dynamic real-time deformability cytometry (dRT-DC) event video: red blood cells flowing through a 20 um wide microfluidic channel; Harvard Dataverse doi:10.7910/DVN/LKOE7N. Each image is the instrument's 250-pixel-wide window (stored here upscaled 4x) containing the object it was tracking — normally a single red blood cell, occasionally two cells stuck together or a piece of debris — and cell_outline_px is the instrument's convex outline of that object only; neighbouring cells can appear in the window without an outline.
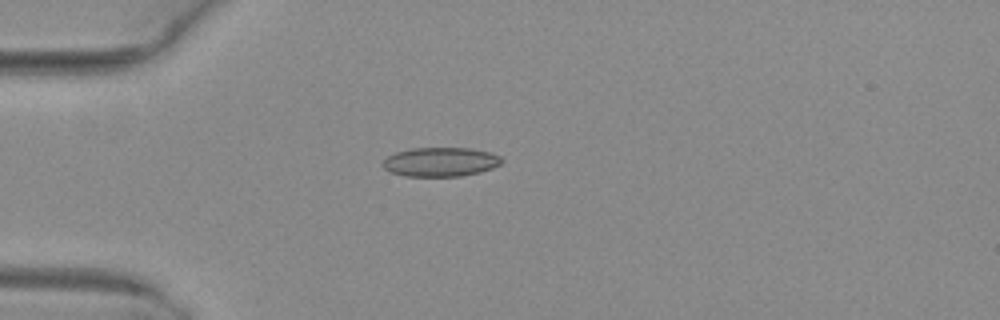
{"species": "common noctule bat (a hibernating species)", "species_latin": "Nyctalus noctula", "temperature_condition": "warm", "stored_images_in_passage": 33, "camera_frame_rate_fps": 3000, "um_per_image_px": 0.085, "animal": {"sex": "female", "body_mass_g": 29.2, "forearm_length_mm": 56.3}, "frame": {"image": 1, "passage_image": 2, "time_ms": 0.333, "image_size_px": [1000, 320], "cell_outline_px": [[504, 160], [500, 164], [492, 168], [480, 172], [460, 176], [404, 176], [388, 172], [380, 164], [388, 156], [396, 152], [412, 148], [472, 148], [492, 152], [500, 156]], "centroid_in_image_um": [37.44, 13.76], "position_along_channel_um": 47.6, "area_um2": 20.4}}
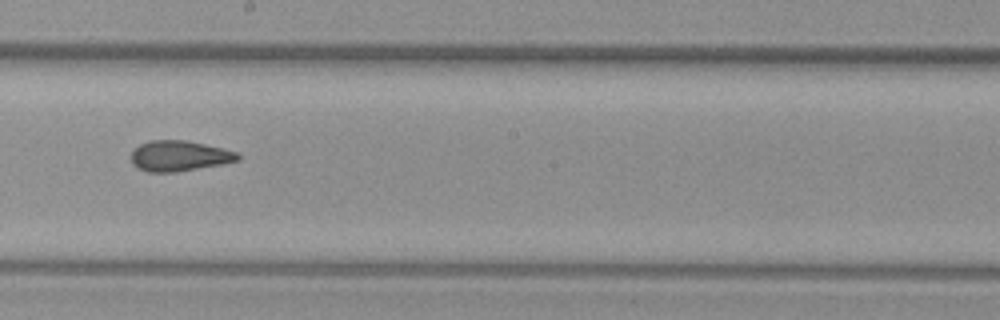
{"frame": {"image": 2, "passage_image": 17, "time_ms": 5.333, "image_size_px": [1000, 320], "cell_outline_px": [[240, 160], [220, 164], [176, 172], [148, 172], [136, 168], [132, 164], [132, 148], [140, 144], [152, 140], [184, 140], [204, 144], [236, 152], [240, 156]], "centroid_in_image_um": [15.18, 13.26], "position_along_channel_um": 233.0, "area_um2": 18.84}}
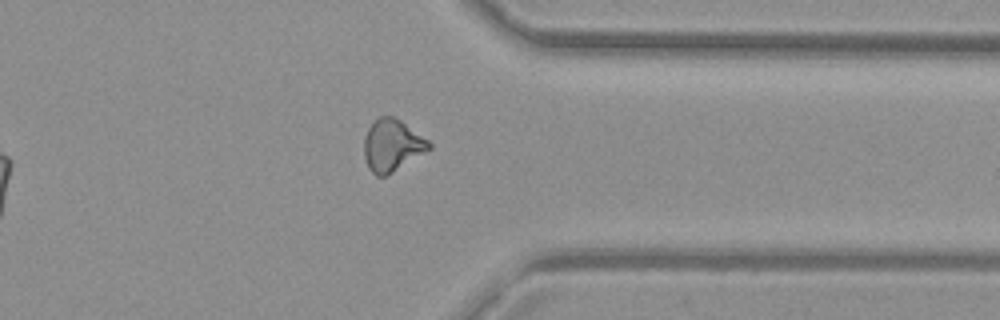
{"frame": {"image": 3, "passage_image": 28, "time_ms": 9.0, "image_size_px": [1000, 320], "cell_outline_px": [[432, 148], [392, 172], [384, 176], [376, 176], [368, 168], [364, 156], [364, 136], [368, 128], [380, 116], [392, 116], [400, 120], [428, 140], [432, 144]], "centroid_in_image_um": [33.31, 12.36], "position_along_channel_um": 378.1, "area_um2": 19.42}, "authors_computed_cell_mechanics": {"area_um2": 19.2474, "velocity_mm_per_s": 4.0835, "shape_relaxation_time_tau1_ms": null, "shape_relaxation_time_tau2_ms": 1.7553, "deformation_change_tau1": null, "deformation_change_tau2": 0.0846}}